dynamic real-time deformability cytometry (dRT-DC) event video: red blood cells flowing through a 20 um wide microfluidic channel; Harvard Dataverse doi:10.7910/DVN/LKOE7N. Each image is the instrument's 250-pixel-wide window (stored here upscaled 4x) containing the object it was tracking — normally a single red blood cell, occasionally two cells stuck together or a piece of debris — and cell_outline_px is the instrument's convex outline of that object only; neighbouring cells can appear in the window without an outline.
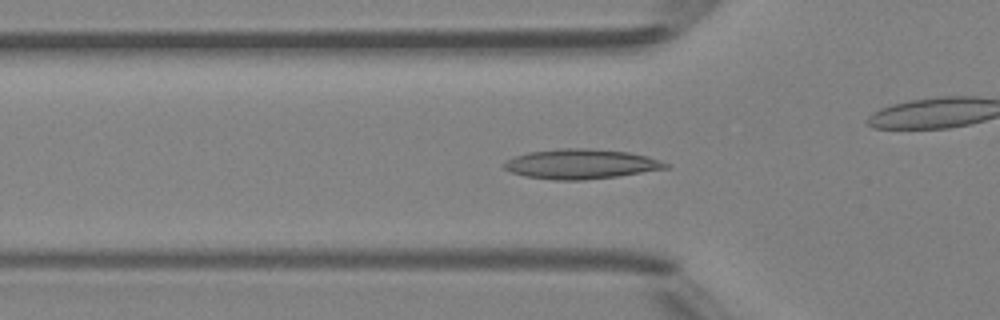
{"species": "Egyptian fruit bat (a non-hibernating species)", "species_latin": "Rousettus aegyptiacus", "temperature_condition": "room temperature", "stored_images_in_passage": 48, "camera_frame_rate_fps": 3000, "um_per_image_px": 0.085, "animal": {"sex": "female"}, "frame": {"image": 1, "passage_image": 15, "time_ms": 4.667, "image_size_px": [1000, 320], "cell_outline_px": [[672, 168], [620, 176], [584, 180], [556, 180], [524, 176], [512, 172], [504, 168], [500, 164], [516, 156], [528, 152], [560, 148], [584, 148], [628, 152], [648, 156], [672, 164]], "centroid_in_image_um": [49.45, 13.95], "position_along_channel_um": 76.4, "area_um2": 28.32}}
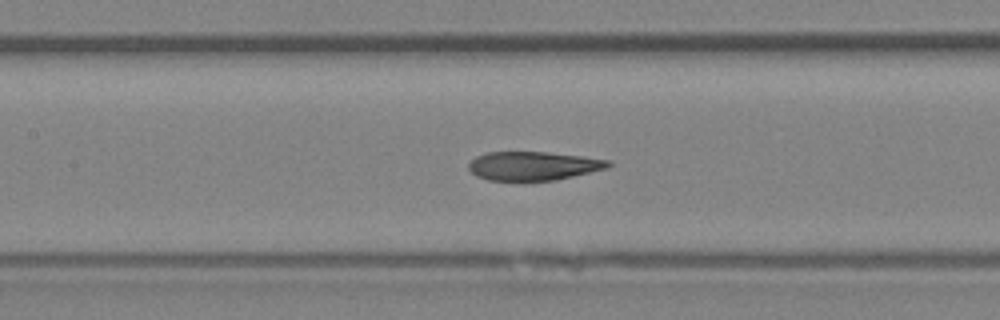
{"frame": {"image": 2, "passage_image": 21, "time_ms": 6.667, "image_size_px": [1000, 320], "cell_outline_px": [[612, 164], [604, 168], [556, 180], [488, 180], [476, 176], [468, 168], [468, 164], [476, 156], [488, 152], [548, 152], [584, 156], [612, 160]], "centroid_in_image_um": [45.32, 14.09], "position_along_channel_um": 162.1, "area_um2": 23.24}}
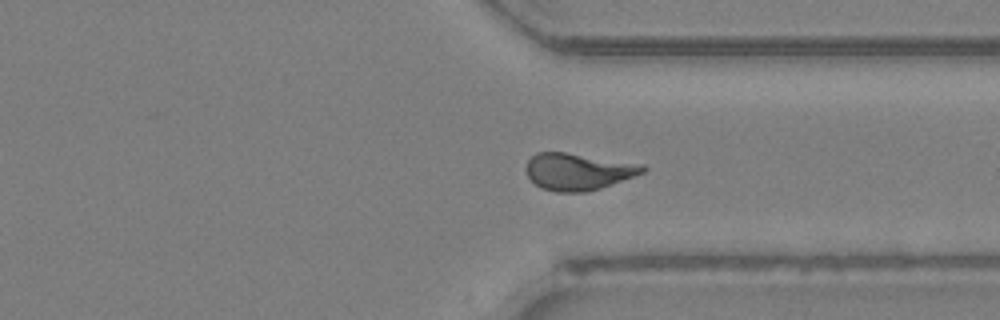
{"frame": {"image": 3, "passage_image": 35, "time_ms": 11.333, "image_size_px": [1000, 320], "cell_outline_px": [[648, 168], [644, 172], [600, 188], [584, 192], [556, 192], [540, 188], [528, 176], [524, 168], [528, 160], [536, 152], [564, 152], [644, 164]], "centroid_in_image_um": [49.11, 14.58], "position_along_channel_um": 362.3, "area_um2": 25.03}, "authors_computed_cell_mechanics": {"area_um2": 24.6228, "velocity_mm_per_s": 4.2917, "shape_relaxation_time_tau1_ms": null, "shape_relaxation_time_tau2_ms": 2.1307, "deformation_change_tau1": null, "deformation_change_tau2": 0.1015}}